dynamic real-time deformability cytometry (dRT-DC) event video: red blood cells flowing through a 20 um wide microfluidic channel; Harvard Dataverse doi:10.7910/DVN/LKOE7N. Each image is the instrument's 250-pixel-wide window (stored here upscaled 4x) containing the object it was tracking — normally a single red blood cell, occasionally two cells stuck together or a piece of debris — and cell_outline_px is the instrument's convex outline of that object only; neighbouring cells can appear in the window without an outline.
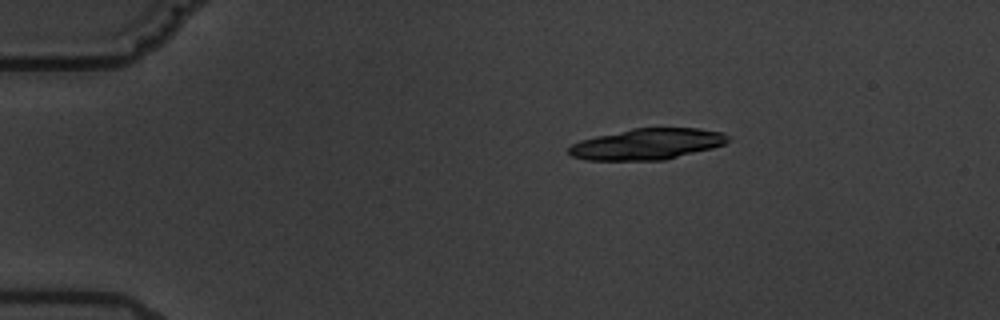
{"species": "common noctule bat (a hibernating species)", "species_latin": "Nyctalus noctula", "temperature_condition": "warm", "stored_images_in_passage": 3, "camera_frame_rate_fps": 3000, "um_per_image_px": 0.085, "animal": {"sex": "male", "body_mass_g": 19.5, "forearm_length_mm": 54.6}, "frame": {"image": 1, "passage_image": 1, "time_ms": 0.0, "image_size_px": [1000, 320], "cell_outline_px": [[732, 136], [724, 144], [712, 148], [664, 160], [588, 160], [572, 156], [568, 152], [568, 148], [572, 144], [580, 140], [596, 136], [632, 128], [700, 128], [724, 132]], "centroid_in_image_um": [55.04, 12.24], "position_along_channel_um": 30.0, "area_um2": 28.84}}